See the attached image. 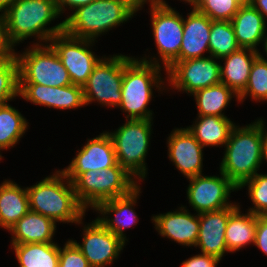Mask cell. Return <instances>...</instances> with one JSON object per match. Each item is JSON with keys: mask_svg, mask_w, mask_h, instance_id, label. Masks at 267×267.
<instances>
[{"mask_svg": "<svg viewBox=\"0 0 267 267\" xmlns=\"http://www.w3.org/2000/svg\"><path fill=\"white\" fill-rule=\"evenodd\" d=\"M262 118L240 127L236 125L226 143L220 171L238 188L251 179L262 165L267 131Z\"/></svg>", "mask_w": 267, "mask_h": 267, "instance_id": "cell-1", "label": "cell"}, {"mask_svg": "<svg viewBox=\"0 0 267 267\" xmlns=\"http://www.w3.org/2000/svg\"><path fill=\"white\" fill-rule=\"evenodd\" d=\"M26 188L29 210L55 222L83 224L86 209L78 201L73 183L61 170Z\"/></svg>", "mask_w": 267, "mask_h": 267, "instance_id": "cell-2", "label": "cell"}, {"mask_svg": "<svg viewBox=\"0 0 267 267\" xmlns=\"http://www.w3.org/2000/svg\"><path fill=\"white\" fill-rule=\"evenodd\" d=\"M3 15L9 38L15 46L33 36L39 40L36 45L48 44L50 39L64 31V21L47 27L60 16L55 0H16Z\"/></svg>", "mask_w": 267, "mask_h": 267, "instance_id": "cell-3", "label": "cell"}, {"mask_svg": "<svg viewBox=\"0 0 267 267\" xmlns=\"http://www.w3.org/2000/svg\"><path fill=\"white\" fill-rule=\"evenodd\" d=\"M161 68L160 65L123 55L122 100L118 108L127 114L126 119H153V111L147 107L153 98L154 87L158 91L165 88Z\"/></svg>", "mask_w": 267, "mask_h": 267, "instance_id": "cell-4", "label": "cell"}, {"mask_svg": "<svg viewBox=\"0 0 267 267\" xmlns=\"http://www.w3.org/2000/svg\"><path fill=\"white\" fill-rule=\"evenodd\" d=\"M133 14L121 0H94L78 7L64 21V32L75 38L96 41L102 33L132 19Z\"/></svg>", "mask_w": 267, "mask_h": 267, "instance_id": "cell-5", "label": "cell"}, {"mask_svg": "<svg viewBox=\"0 0 267 267\" xmlns=\"http://www.w3.org/2000/svg\"><path fill=\"white\" fill-rule=\"evenodd\" d=\"M74 191L80 204L93 210L99 203L130 194L139 186L118 163L108 169L86 171L73 182Z\"/></svg>", "mask_w": 267, "mask_h": 267, "instance_id": "cell-6", "label": "cell"}, {"mask_svg": "<svg viewBox=\"0 0 267 267\" xmlns=\"http://www.w3.org/2000/svg\"><path fill=\"white\" fill-rule=\"evenodd\" d=\"M153 119H126L114 132H107L113 142L117 163L138 181L146 178Z\"/></svg>", "mask_w": 267, "mask_h": 267, "instance_id": "cell-7", "label": "cell"}, {"mask_svg": "<svg viewBox=\"0 0 267 267\" xmlns=\"http://www.w3.org/2000/svg\"><path fill=\"white\" fill-rule=\"evenodd\" d=\"M19 65V83L60 87L72 84L67 69L49 44L26 47L23 53L16 54Z\"/></svg>", "mask_w": 267, "mask_h": 267, "instance_id": "cell-8", "label": "cell"}, {"mask_svg": "<svg viewBox=\"0 0 267 267\" xmlns=\"http://www.w3.org/2000/svg\"><path fill=\"white\" fill-rule=\"evenodd\" d=\"M153 37L158 50L159 59L153 57H142L140 60L155 65L163 64L165 71L174 63L179 61V53L183 38V17L174 8L169 6L165 0L163 4L150 10ZM148 59V60H147ZM162 61L161 64H159Z\"/></svg>", "mask_w": 267, "mask_h": 267, "instance_id": "cell-9", "label": "cell"}, {"mask_svg": "<svg viewBox=\"0 0 267 267\" xmlns=\"http://www.w3.org/2000/svg\"><path fill=\"white\" fill-rule=\"evenodd\" d=\"M122 81L123 55L102 56L82 87L85 105L97 101L104 107H119Z\"/></svg>", "mask_w": 267, "mask_h": 267, "instance_id": "cell-10", "label": "cell"}, {"mask_svg": "<svg viewBox=\"0 0 267 267\" xmlns=\"http://www.w3.org/2000/svg\"><path fill=\"white\" fill-rule=\"evenodd\" d=\"M49 42L67 69L72 84L83 87L92 74L94 66L101 59L89 49L92 48L95 41L75 38L63 31L55 35Z\"/></svg>", "mask_w": 267, "mask_h": 267, "instance_id": "cell-11", "label": "cell"}, {"mask_svg": "<svg viewBox=\"0 0 267 267\" xmlns=\"http://www.w3.org/2000/svg\"><path fill=\"white\" fill-rule=\"evenodd\" d=\"M219 60L218 62H216ZM220 59L207 57L174 62L167 70L169 86L188 95L221 82Z\"/></svg>", "mask_w": 267, "mask_h": 267, "instance_id": "cell-12", "label": "cell"}, {"mask_svg": "<svg viewBox=\"0 0 267 267\" xmlns=\"http://www.w3.org/2000/svg\"><path fill=\"white\" fill-rule=\"evenodd\" d=\"M220 175L201 174L188 179L187 199L196 213L218 211L239 204L229 201L230 193L239 190L238 187L222 172Z\"/></svg>", "mask_w": 267, "mask_h": 267, "instance_id": "cell-13", "label": "cell"}, {"mask_svg": "<svg viewBox=\"0 0 267 267\" xmlns=\"http://www.w3.org/2000/svg\"><path fill=\"white\" fill-rule=\"evenodd\" d=\"M82 244L72 240L91 267H105L118 259L124 245L120 237L104 227L96 218L83 227Z\"/></svg>", "mask_w": 267, "mask_h": 267, "instance_id": "cell-14", "label": "cell"}, {"mask_svg": "<svg viewBox=\"0 0 267 267\" xmlns=\"http://www.w3.org/2000/svg\"><path fill=\"white\" fill-rule=\"evenodd\" d=\"M87 140L69 166L61 170L71 183L83 172L108 169L117 164L113 142L107 131Z\"/></svg>", "mask_w": 267, "mask_h": 267, "instance_id": "cell-15", "label": "cell"}, {"mask_svg": "<svg viewBox=\"0 0 267 267\" xmlns=\"http://www.w3.org/2000/svg\"><path fill=\"white\" fill-rule=\"evenodd\" d=\"M168 157L187 179L202 174L203 146L186 128H176L167 137Z\"/></svg>", "mask_w": 267, "mask_h": 267, "instance_id": "cell-16", "label": "cell"}, {"mask_svg": "<svg viewBox=\"0 0 267 267\" xmlns=\"http://www.w3.org/2000/svg\"><path fill=\"white\" fill-rule=\"evenodd\" d=\"M19 96L36 105L69 110L85 106L83 88L79 85L50 87L36 83H19Z\"/></svg>", "mask_w": 267, "mask_h": 267, "instance_id": "cell-17", "label": "cell"}, {"mask_svg": "<svg viewBox=\"0 0 267 267\" xmlns=\"http://www.w3.org/2000/svg\"><path fill=\"white\" fill-rule=\"evenodd\" d=\"M239 205H231L230 207L218 210L199 213V233L195 248H200L201 253L212 255L218 259H222L225 253H229L225 231L229 215Z\"/></svg>", "mask_w": 267, "mask_h": 267, "instance_id": "cell-18", "label": "cell"}, {"mask_svg": "<svg viewBox=\"0 0 267 267\" xmlns=\"http://www.w3.org/2000/svg\"><path fill=\"white\" fill-rule=\"evenodd\" d=\"M140 193L141 188L139 185L130 194L103 201L93 209L100 214V217L96 219L125 242L128 239L123 231L137 224L139 220L134 207L136 206L135 204ZM111 213H114V217L109 216L112 215Z\"/></svg>", "mask_w": 267, "mask_h": 267, "instance_id": "cell-19", "label": "cell"}, {"mask_svg": "<svg viewBox=\"0 0 267 267\" xmlns=\"http://www.w3.org/2000/svg\"><path fill=\"white\" fill-rule=\"evenodd\" d=\"M195 215V216H194ZM156 231L163 237L184 246L195 247L199 233V214H191L185 206L176 211L152 216Z\"/></svg>", "mask_w": 267, "mask_h": 267, "instance_id": "cell-20", "label": "cell"}, {"mask_svg": "<svg viewBox=\"0 0 267 267\" xmlns=\"http://www.w3.org/2000/svg\"><path fill=\"white\" fill-rule=\"evenodd\" d=\"M212 20L199 12L195 7L183 18V38L179 53V61L205 57L209 53V36Z\"/></svg>", "mask_w": 267, "mask_h": 267, "instance_id": "cell-21", "label": "cell"}, {"mask_svg": "<svg viewBox=\"0 0 267 267\" xmlns=\"http://www.w3.org/2000/svg\"><path fill=\"white\" fill-rule=\"evenodd\" d=\"M238 45L259 51L257 46L264 44L267 24L261 13L245 1L231 20Z\"/></svg>", "mask_w": 267, "mask_h": 267, "instance_id": "cell-22", "label": "cell"}, {"mask_svg": "<svg viewBox=\"0 0 267 267\" xmlns=\"http://www.w3.org/2000/svg\"><path fill=\"white\" fill-rule=\"evenodd\" d=\"M56 222L37 212L29 210L11 228V244L53 242Z\"/></svg>", "mask_w": 267, "mask_h": 267, "instance_id": "cell-23", "label": "cell"}, {"mask_svg": "<svg viewBox=\"0 0 267 267\" xmlns=\"http://www.w3.org/2000/svg\"><path fill=\"white\" fill-rule=\"evenodd\" d=\"M261 54L250 48H240L238 51L221 58V82L239 95L246 87L254 60Z\"/></svg>", "mask_w": 267, "mask_h": 267, "instance_id": "cell-24", "label": "cell"}, {"mask_svg": "<svg viewBox=\"0 0 267 267\" xmlns=\"http://www.w3.org/2000/svg\"><path fill=\"white\" fill-rule=\"evenodd\" d=\"M29 211L27 188H21L12 180L0 185V228H10Z\"/></svg>", "mask_w": 267, "mask_h": 267, "instance_id": "cell-25", "label": "cell"}, {"mask_svg": "<svg viewBox=\"0 0 267 267\" xmlns=\"http://www.w3.org/2000/svg\"><path fill=\"white\" fill-rule=\"evenodd\" d=\"M197 116L195 123L187 129L200 144L203 147H225L235 123L228 117Z\"/></svg>", "mask_w": 267, "mask_h": 267, "instance_id": "cell-26", "label": "cell"}, {"mask_svg": "<svg viewBox=\"0 0 267 267\" xmlns=\"http://www.w3.org/2000/svg\"><path fill=\"white\" fill-rule=\"evenodd\" d=\"M240 205L229 215L225 231L226 246L229 253L239 251L255 243L257 215L247 211L243 214Z\"/></svg>", "mask_w": 267, "mask_h": 267, "instance_id": "cell-27", "label": "cell"}, {"mask_svg": "<svg viewBox=\"0 0 267 267\" xmlns=\"http://www.w3.org/2000/svg\"><path fill=\"white\" fill-rule=\"evenodd\" d=\"M19 267H59V245L49 243L11 244Z\"/></svg>", "mask_w": 267, "mask_h": 267, "instance_id": "cell-28", "label": "cell"}, {"mask_svg": "<svg viewBox=\"0 0 267 267\" xmlns=\"http://www.w3.org/2000/svg\"><path fill=\"white\" fill-rule=\"evenodd\" d=\"M192 95L195 98L199 116L227 117L222 111L228 107L232 98L236 97L238 101V95L222 82L199 89Z\"/></svg>", "mask_w": 267, "mask_h": 267, "instance_id": "cell-29", "label": "cell"}, {"mask_svg": "<svg viewBox=\"0 0 267 267\" xmlns=\"http://www.w3.org/2000/svg\"><path fill=\"white\" fill-rule=\"evenodd\" d=\"M28 124L18 109L8 103L0 105V153L18 143L26 133Z\"/></svg>", "mask_w": 267, "mask_h": 267, "instance_id": "cell-30", "label": "cell"}, {"mask_svg": "<svg viewBox=\"0 0 267 267\" xmlns=\"http://www.w3.org/2000/svg\"><path fill=\"white\" fill-rule=\"evenodd\" d=\"M240 48L231 21L212 20L209 36L210 55L221 59Z\"/></svg>", "mask_w": 267, "mask_h": 267, "instance_id": "cell-31", "label": "cell"}, {"mask_svg": "<svg viewBox=\"0 0 267 267\" xmlns=\"http://www.w3.org/2000/svg\"><path fill=\"white\" fill-rule=\"evenodd\" d=\"M247 96L254 101H267V61L260 54L253 62L245 89L238 95V102Z\"/></svg>", "mask_w": 267, "mask_h": 267, "instance_id": "cell-32", "label": "cell"}, {"mask_svg": "<svg viewBox=\"0 0 267 267\" xmlns=\"http://www.w3.org/2000/svg\"><path fill=\"white\" fill-rule=\"evenodd\" d=\"M19 96V65L17 59H0V105Z\"/></svg>", "mask_w": 267, "mask_h": 267, "instance_id": "cell-33", "label": "cell"}, {"mask_svg": "<svg viewBox=\"0 0 267 267\" xmlns=\"http://www.w3.org/2000/svg\"><path fill=\"white\" fill-rule=\"evenodd\" d=\"M246 0H200L195 8L211 20L231 21Z\"/></svg>", "mask_w": 267, "mask_h": 267, "instance_id": "cell-34", "label": "cell"}, {"mask_svg": "<svg viewBox=\"0 0 267 267\" xmlns=\"http://www.w3.org/2000/svg\"><path fill=\"white\" fill-rule=\"evenodd\" d=\"M245 186L248 188L249 199L254 205L248 211L257 216L267 215V174L257 173L238 189Z\"/></svg>", "mask_w": 267, "mask_h": 267, "instance_id": "cell-35", "label": "cell"}, {"mask_svg": "<svg viewBox=\"0 0 267 267\" xmlns=\"http://www.w3.org/2000/svg\"><path fill=\"white\" fill-rule=\"evenodd\" d=\"M59 267H91L80 249L70 239L59 246Z\"/></svg>", "mask_w": 267, "mask_h": 267, "instance_id": "cell-36", "label": "cell"}, {"mask_svg": "<svg viewBox=\"0 0 267 267\" xmlns=\"http://www.w3.org/2000/svg\"><path fill=\"white\" fill-rule=\"evenodd\" d=\"M15 45L11 42L3 13H0V59H16Z\"/></svg>", "mask_w": 267, "mask_h": 267, "instance_id": "cell-37", "label": "cell"}, {"mask_svg": "<svg viewBox=\"0 0 267 267\" xmlns=\"http://www.w3.org/2000/svg\"><path fill=\"white\" fill-rule=\"evenodd\" d=\"M218 263L217 257L200 253L184 260L180 267H217Z\"/></svg>", "mask_w": 267, "mask_h": 267, "instance_id": "cell-38", "label": "cell"}, {"mask_svg": "<svg viewBox=\"0 0 267 267\" xmlns=\"http://www.w3.org/2000/svg\"><path fill=\"white\" fill-rule=\"evenodd\" d=\"M254 246L267 256V215L257 216Z\"/></svg>", "mask_w": 267, "mask_h": 267, "instance_id": "cell-39", "label": "cell"}, {"mask_svg": "<svg viewBox=\"0 0 267 267\" xmlns=\"http://www.w3.org/2000/svg\"><path fill=\"white\" fill-rule=\"evenodd\" d=\"M124 5L133 13L136 14L137 11L142 10L144 4L150 3V9L163 4V0H121Z\"/></svg>", "mask_w": 267, "mask_h": 267, "instance_id": "cell-40", "label": "cell"}, {"mask_svg": "<svg viewBox=\"0 0 267 267\" xmlns=\"http://www.w3.org/2000/svg\"><path fill=\"white\" fill-rule=\"evenodd\" d=\"M93 1L94 0H55L57 10L60 15L64 13L67 8H69L70 10L72 9L71 11L73 12L78 7L87 5Z\"/></svg>", "mask_w": 267, "mask_h": 267, "instance_id": "cell-41", "label": "cell"}, {"mask_svg": "<svg viewBox=\"0 0 267 267\" xmlns=\"http://www.w3.org/2000/svg\"><path fill=\"white\" fill-rule=\"evenodd\" d=\"M256 10H258L264 19L267 21V0H246Z\"/></svg>", "mask_w": 267, "mask_h": 267, "instance_id": "cell-42", "label": "cell"}, {"mask_svg": "<svg viewBox=\"0 0 267 267\" xmlns=\"http://www.w3.org/2000/svg\"><path fill=\"white\" fill-rule=\"evenodd\" d=\"M16 0H0V12L4 13Z\"/></svg>", "mask_w": 267, "mask_h": 267, "instance_id": "cell-43", "label": "cell"}, {"mask_svg": "<svg viewBox=\"0 0 267 267\" xmlns=\"http://www.w3.org/2000/svg\"><path fill=\"white\" fill-rule=\"evenodd\" d=\"M263 161L267 162V138H266L264 146H263L262 164H263Z\"/></svg>", "mask_w": 267, "mask_h": 267, "instance_id": "cell-44", "label": "cell"}, {"mask_svg": "<svg viewBox=\"0 0 267 267\" xmlns=\"http://www.w3.org/2000/svg\"><path fill=\"white\" fill-rule=\"evenodd\" d=\"M181 1V0H180ZM185 3H188L190 6L195 7L200 0H183Z\"/></svg>", "mask_w": 267, "mask_h": 267, "instance_id": "cell-45", "label": "cell"}, {"mask_svg": "<svg viewBox=\"0 0 267 267\" xmlns=\"http://www.w3.org/2000/svg\"><path fill=\"white\" fill-rule=\"evenodd\" d=\"M263 45V49H264V51L266 52V55H267V36L265 37V39H264V44H262ZM266 61H267V59H265Z\"/></svg>", "mask_w": 267, "mask_h": 267, "instance_id": "cell-46", "label": "cell"}]
</instances>
